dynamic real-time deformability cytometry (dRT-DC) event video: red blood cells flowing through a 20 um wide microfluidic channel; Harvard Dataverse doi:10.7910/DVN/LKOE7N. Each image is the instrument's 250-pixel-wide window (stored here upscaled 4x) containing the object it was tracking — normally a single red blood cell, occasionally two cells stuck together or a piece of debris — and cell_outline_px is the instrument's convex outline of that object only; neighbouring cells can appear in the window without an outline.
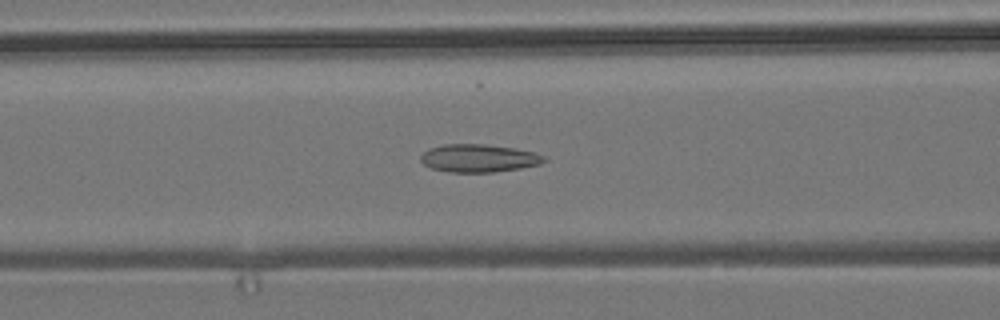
{"species": "common noctule bat (a hibernating species)", "species_latin": "Nyctalus noctula", "temperature_condition": "room temperature", "stored_images_in_passage": 55, "camera_frame_rate_fps": 3000, "um_per_image_px": 0.085, "animal": {"sex": "male", "body_mass_g": 19.2, "forearm_length_mm": 51.8}, "frame": {"image": 1, "passage_image": 22, "time_ms": 7.0, "image_size_px": [1000, 320], "cell_outline_px": [[548, 160], [540, 164], [520, 168], [492, 172], [448, 172], [432, 168], [424, 164], [420, 160], [420, 156], [428, 148], [444, 144], [484, 144], [512, 148], [532, 152], [544, 156]], "centroid_in_image_um": [40.66, 13.44], "position_along_channel_um": 125.9, "area_um2": 19.94}}
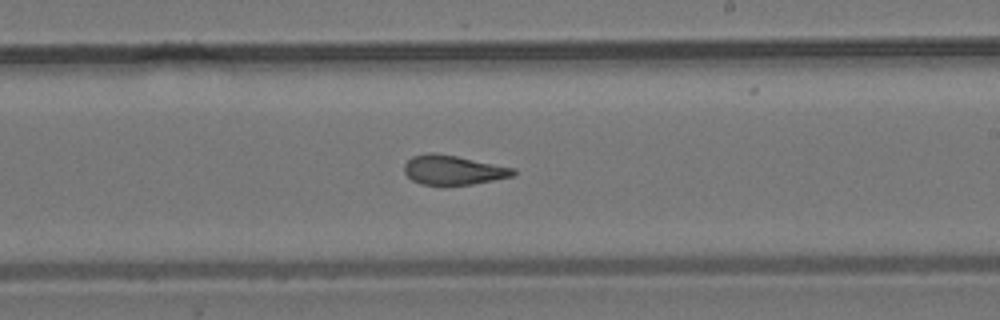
{"frame": {"image": 2, "passage_image": 32, "time_ms": 10.333, "image_size_px": [1000, 320], "cell_outline_px": [[516, 172], [512, 176], [472, 184], [420, 184], [412, 180], [404, 172], [404, 164], [412, 156], [428, 152], [432, 152], [456, 156], [516, 168]], "centroid_in_image_um": [38.5, 14.43], "position_along_channel_um": 250.5, "area_um2": 18.5}}
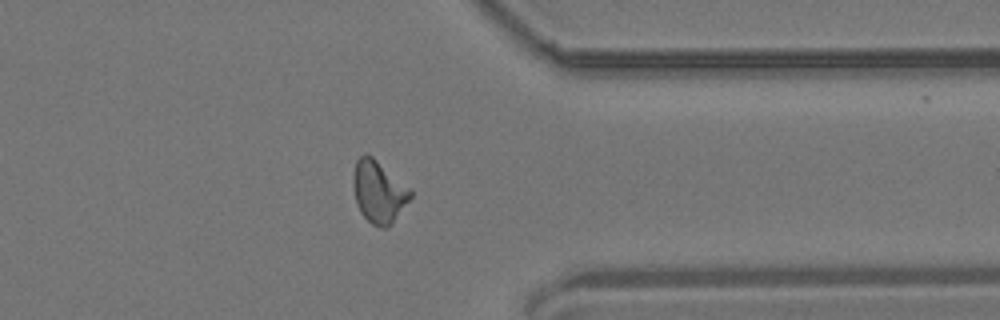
{"frame": {"image": 3, "passage_image": 43, "time_ms": 14.0, "image_size_px": [1000, 320], "cell_outline_px": [[412, 196], [392, 224], [384, 228], [380, 228], [372, 224], [360, 212], [356, 204], [352, 184], [352, 176], [356, 160], [364, 152], [372, 156], [412, 192]], "centroid_in_image_um": [32.14, 16.31], "position_along_channel_um": 379.3, "area_um2": 20.52}, "authors_computed_cell_mechanics": {"area_um2": 19.941, "velocity_mm_per_s": 3.7461, "shape_relaxation_time_tau1_ms": null, "shape_relaxation_time_tau2_ms": 1.9746, "deformation_change_tau1": null, "deformation_change_tau2": 0.1082}}